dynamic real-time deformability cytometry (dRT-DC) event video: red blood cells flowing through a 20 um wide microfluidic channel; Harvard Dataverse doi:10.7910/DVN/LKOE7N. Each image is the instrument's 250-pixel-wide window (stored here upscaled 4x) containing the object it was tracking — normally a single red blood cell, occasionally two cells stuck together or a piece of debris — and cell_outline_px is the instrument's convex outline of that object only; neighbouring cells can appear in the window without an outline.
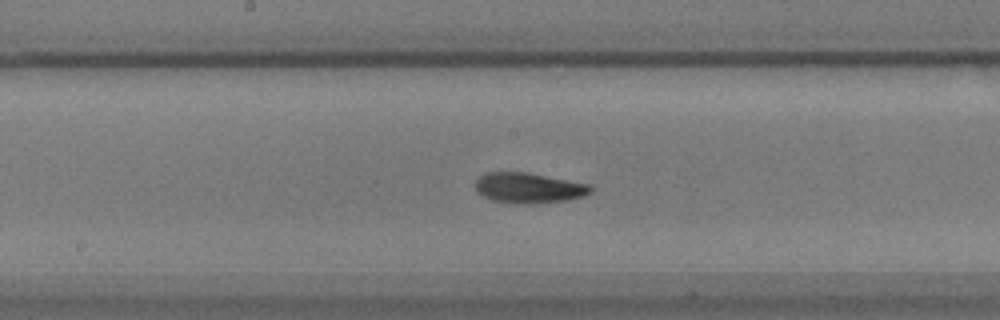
{"species": "common noctule bat (a hibernating species)", "species_latin": "Nyctalus noctula", "temperature_condition": "warm", "stored_images_in_passage": 53, "camera_frame_rate_fps": 3000, "um_per_image_px": 0.085, "animal": {"sex": "male", "body_mass_g": 17.9}, "frame": {"image": 1, "passage_image": 26, "time_ms": 8.333, "image_size_px": [1000, 320], "cell_outline_px": [[592, 192], [568, 200], [532, 204], [516, 204], [492, 200], [476, 192], [476, 180], [484, 172], [528, 172], [592, 184]], "centroid_in_image_um": [44.95, 15.97], "position_along_channel_um": 203.3, "area_um2": 20.63}}
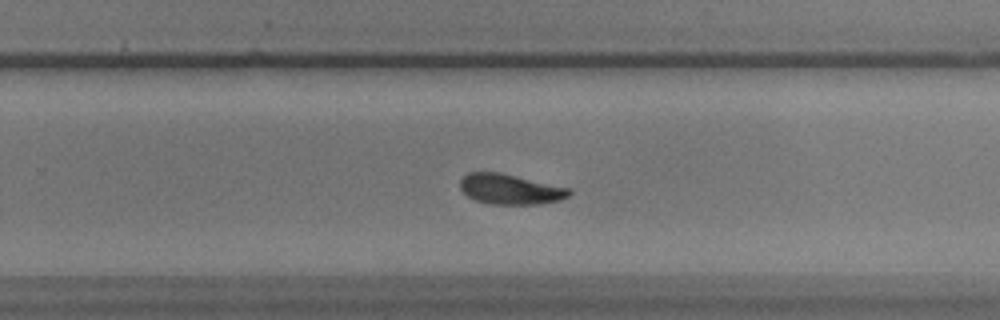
{"frame": {"image": 2, "passage_image": 33, "time_ms": 10.667, "image_size_px": [1000, 320], "cell_outline_px": [[572, 192], [568, 196], [560, 200], [540, 204], [488, 204], [476, 200], [468, 196], [460, 188], [460, 180], [468, 172], [500, 172], [572, 188]], "centroid_in_image_um": [43.39, 16.08], "position_along_channel_um": 286.4, "area_um2": 19.36}}
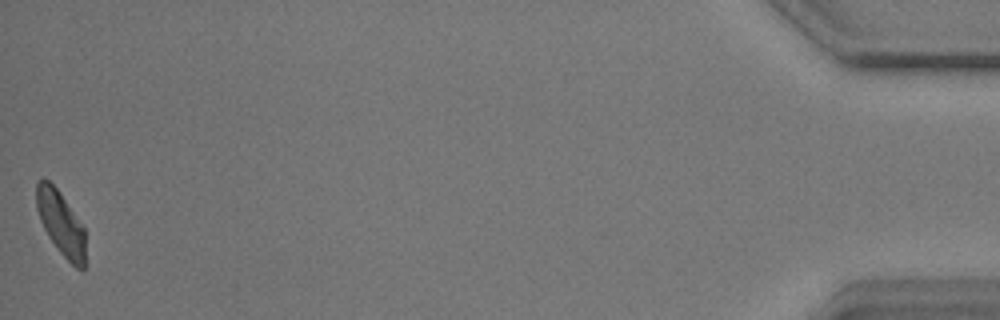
{"frame": {"image": 3, "passage_image": 53, "time_ms": 17.333, "image_size_px": [1000, 320], "cell_outline_px": [[84, 268], [76, 268], [60, 252], [48, 236], [40, 220], [36, 208], [36, 180], [44, 176], [60, 192], [84, 228]], "centroid_in_image_um": [5.12, 18.91], "position_along_channel_um": 430.1, "area_um2": 18.09}, "authors_computed_cell_mechanics": {"area_um2": 19.5364, "velocity_mm_per_s": 3.5798, "shape_relaxation_time_tau1_ms": 4.3302, "shape_relaxation_time_tau2_ms": 4.9705, "deformation_change_tau1": 0.1187, "deformation_change_tau2": 0.1094}}